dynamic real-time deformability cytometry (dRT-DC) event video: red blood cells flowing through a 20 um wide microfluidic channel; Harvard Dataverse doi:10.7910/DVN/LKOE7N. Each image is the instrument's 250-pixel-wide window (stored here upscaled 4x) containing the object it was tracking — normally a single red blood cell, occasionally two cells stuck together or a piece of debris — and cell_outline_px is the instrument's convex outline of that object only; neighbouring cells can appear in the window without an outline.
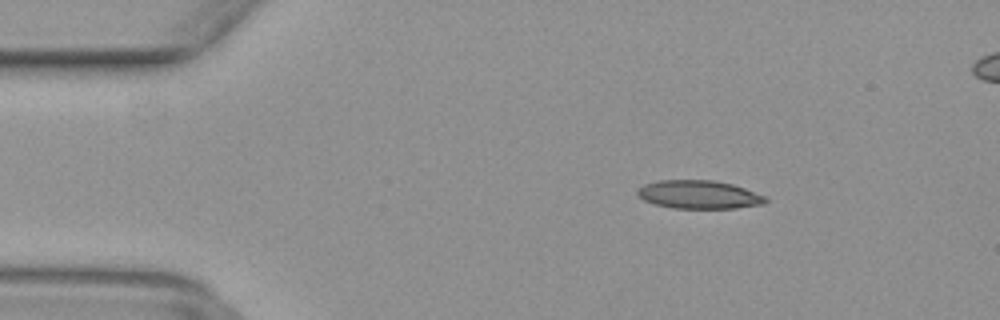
{"species": "common noctule bat (a hibernating species)", "species_latin": "Nyctalus noctula", "temperature_condition": "warm", "stored_images_in_passage": 33, "camera_frame_rate_fps": 3000, "um_per_image_px": 0.085, "animal": {"sex": "female", "body_mass_g": 29.2, "forearm_length_mm": 56.3}, "frame": {"image": 1, "passage_image": 1, "time_ms": 0.0, "image_size_px": [1000, 320], "cell_outline_px": [[768, 200], [764, 204], [736, 208], [672, 208], [652, 204], [644, 200], [636, 192], [644, 184], [656, 180], [712, 180], [732, 184], [744, 188], [764, 196]], "centroid_in_image_um": [59.39, 16.54], "position_along_channel_um": 25.6, "area_um2": 21.1}}
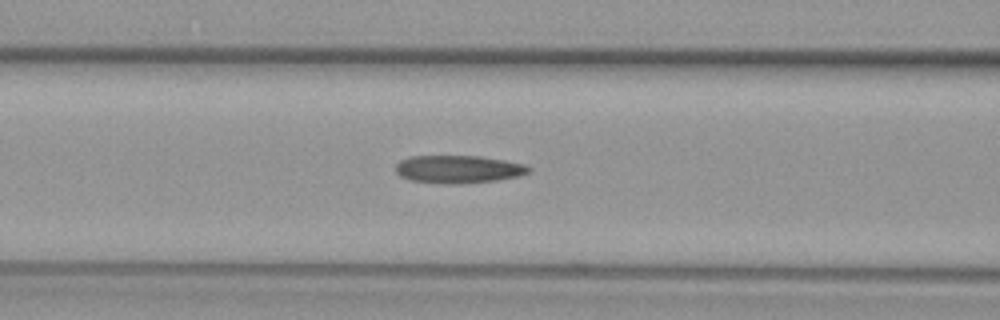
{"frame": {"image": 2, "passage_image": 13, "time_ms": 4.0, "image_size_px": [1000, 320], "cell_outline_px": [[532, 172], [520, 176], [496, 180], [460, 184], [440, 184], [412, 180], [400, 176], [396, 172], [396, 164], [400, 160], [408, 156], [480, 156], [504, 160], [524, 164], [532, 168]], "centroid_in_image_um": [38.98, 14.38], "position_along_channel_um": 127.6, "area_um2": 21.79}}
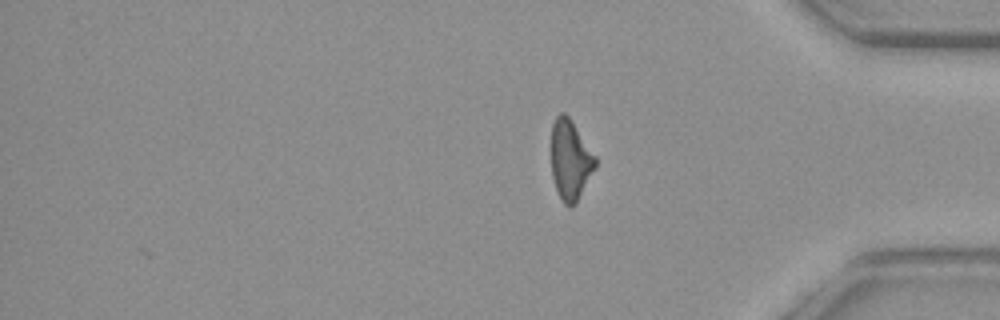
{"frame": {"image": 3, "passage_image": 33, "time_ms": 10.667, "image_size_px": [1000, 320], "cell_outline_px": [[596, 168], [576, 204], [564, 204], [560, 200], [552, 176], [552, 124], [556, 116], [560, 112], [564, 112], [568, 116], [596, 156]], "centroid_in_image_um": [48.49, 13.6], "position_along_channel_um": 386.7, "area_um2": 20.46}}